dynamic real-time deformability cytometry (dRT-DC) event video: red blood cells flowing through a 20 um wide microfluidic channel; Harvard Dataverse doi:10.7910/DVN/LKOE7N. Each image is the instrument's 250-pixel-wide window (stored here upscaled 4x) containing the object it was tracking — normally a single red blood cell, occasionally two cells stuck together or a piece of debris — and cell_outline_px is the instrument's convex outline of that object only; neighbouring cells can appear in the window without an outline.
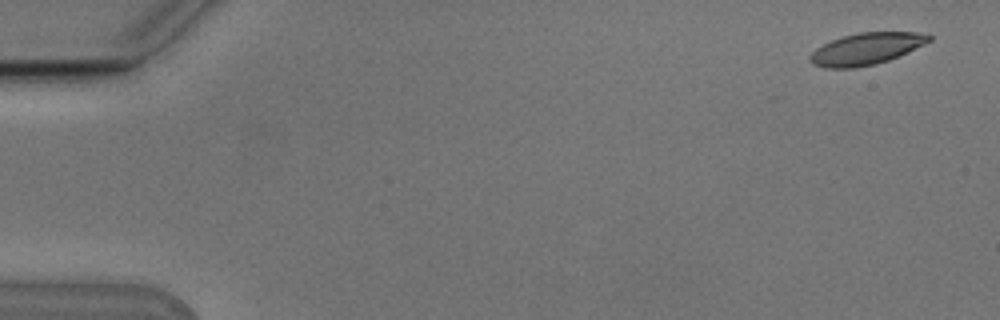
{"species": "Egyptian fruit bat (a non-hibernating species)", "species_latin": "Rousettus aegyptiacus", "temperature_condition": "cold", "stored_images_in_passage": 14, "camera_frame_rate_fps": 3000, "um_per_image_px": 0.085, "animal": {"sex": "male"}, "frame": {"image": 1, "passage_image": 3, "time_ms": 0.667, "image_size_px": [1000, 320], "cell_outline_px": [[932, 40], [924, 44], [888, 60], [876, 64], [856, 68], [824, 68], [812, 64], [808, 60], [808, 56], [816, 48], [832, 40], [844, 36], [860, 32], [916, 32], [932, 36]], "centroid_in_image_um": [73.58, 4.16], "position_along_channel_um": 11.4, "area_um2": 21.91}}